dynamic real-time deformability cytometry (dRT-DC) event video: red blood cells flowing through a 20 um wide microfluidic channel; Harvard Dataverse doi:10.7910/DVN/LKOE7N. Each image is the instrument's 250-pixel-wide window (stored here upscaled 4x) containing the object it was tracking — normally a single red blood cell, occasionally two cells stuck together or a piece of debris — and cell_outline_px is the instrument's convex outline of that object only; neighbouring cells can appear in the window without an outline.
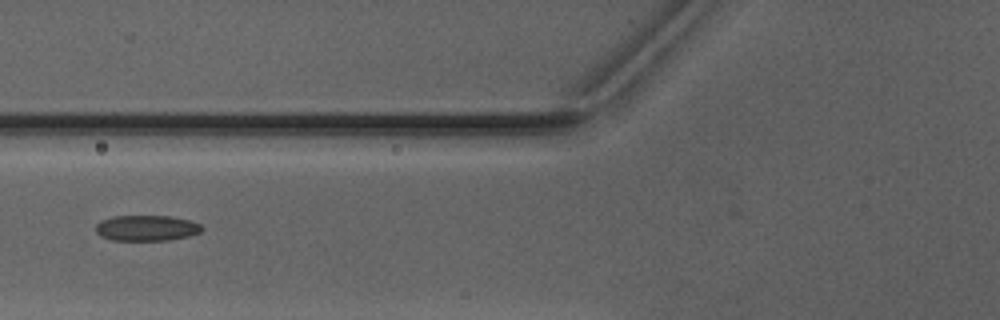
{"species": "Egyptian fruit bat (a non-hibernating species)", "species_latin": "Rousettus aegyptiacus", "temperature_condition": "warm", "stored_images_in_passage": 3, "camera_frame_rate_fps": 3000, "um_per_image_px": 0.085, "animal": {"sex": "male"}, "frame": {"image": 1, "passage_image": 2, "time_ms": 1.0, "image_size_px": [1000, 320], "cell_outline_px": [[204, 228], [200, 232], [188, 236], [168, 240], [112, 240], [100, 236], [96, 232], [96, 224], [100, 220], [112, 216], [172, 216], [188, 220], [200, 224]], "centroid_in_image_um": [12.43, 19.38], "position_along_channel_um": 113.4, "area_um2": 15.9}}